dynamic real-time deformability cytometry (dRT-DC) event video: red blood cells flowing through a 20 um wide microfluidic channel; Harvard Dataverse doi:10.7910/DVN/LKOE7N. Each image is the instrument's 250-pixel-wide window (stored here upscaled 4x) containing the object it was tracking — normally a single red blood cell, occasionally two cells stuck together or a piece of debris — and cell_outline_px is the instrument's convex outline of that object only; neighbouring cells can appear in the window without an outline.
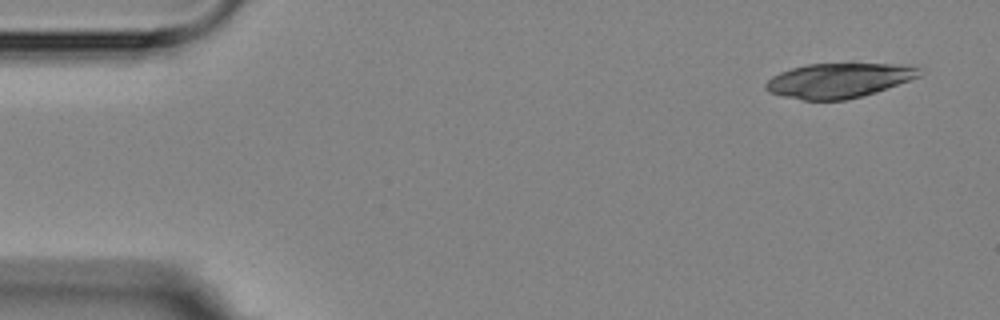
{"species": "Egyptian fruit bat (a non-hibernating species)", "species_latin": "Rousettus aegyptiacus", "temperature_condition": "room temperature", "stored_images_in_passage": 6, "camera_frame_rate_fps": 3000, "um_per_image_px": 0.085, "animal": {"sex": "female"}, "frame": {"image": 1, "passage_image": 1, "time_ms": 0.0, "image_size_px": [1000, 320], "cell_outline_px": [[924, 68], [920, 76], [876, 92], [844, 100], [804, 100], [784, 96], [768, 92], [764, 88], [764, 84], [772, 76], [780, 72], [804, 64], [848, 60], [852, 60], [908, 64]], "centroid_in_image_um": [71.37, 6.75], "position_along_channel_um": 13.6, "area_um2": 32.66}}
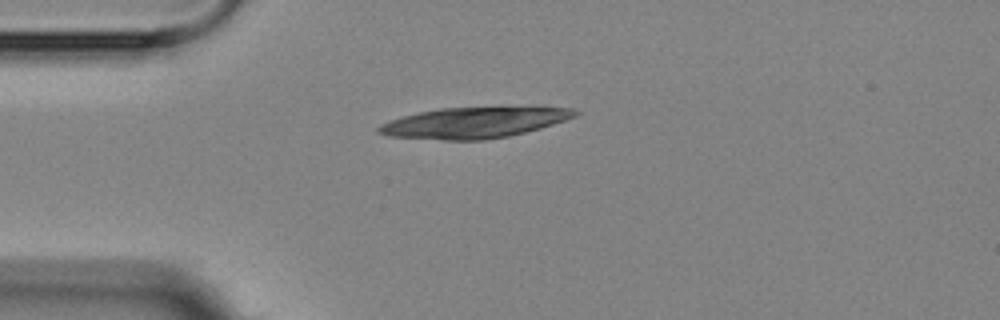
{"frame": {"image": 2, "passage_image": 3, "time_ms": 3.333, "image_size_px": [1000, 320], "cell_outline_px": [[580, 112], [576, 116], [540, 128], [508, 136], [484, 140], [444, 140], [388, 136], [376, 132], [376, 128], [380, 124], [388, 120], [400, 116], [440, 108], [576, 108]], "centroid_in_image_um": [40.19, 10.44], "position_along_channel_um": 44.8, "area_um2": 34.8}}